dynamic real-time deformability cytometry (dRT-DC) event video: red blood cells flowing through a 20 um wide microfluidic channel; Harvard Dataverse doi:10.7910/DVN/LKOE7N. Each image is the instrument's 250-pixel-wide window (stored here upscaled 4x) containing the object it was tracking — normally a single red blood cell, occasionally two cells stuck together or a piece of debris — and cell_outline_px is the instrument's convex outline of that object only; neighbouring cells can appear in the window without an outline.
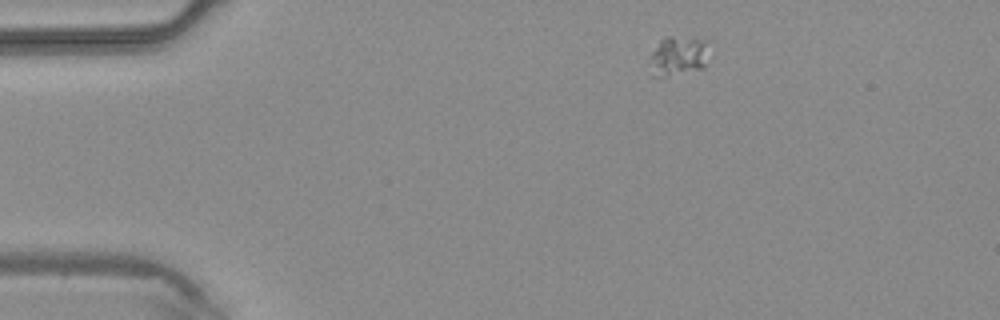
{"species": "common noctule bat (a hibernating species)", "species_latin": "Nyctalus noctula", "temperature_condition": "warm", "stored_images_in_passage": 2, "camera_frame_rate_fps": 3000, "um_per_image_px": 0.085, "animal": {"sex": "male", "body_mass_g": 20.4}, "frame": {"image": 1, "passage_image": 1, "time_ms": 0.0, "image_size_px": [1000, 320], "cell_outline_px": [[704, 68], [668, 76], [652, 76], [648, 60], [652, 52], [660, 40], [664, 36], [668, 36], [704, 40]], "centroid_in_image_um": [57.52, 4.78], "position_along_channel_um": 27.5, "area_um2": 13.18}}
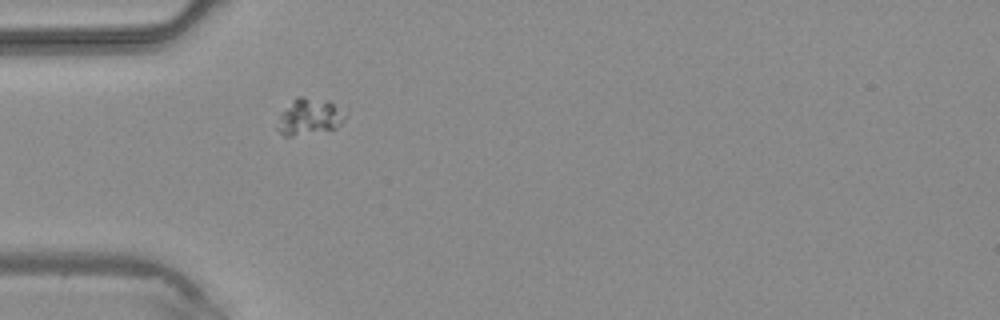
{"frame": {"image": 2, "passage_image": 2, "time_ms": 0.333, "image_size_px": [1000, 320], "cell_outline_px": [[348, 116], [336, 128], [292, 136], [284, 136], [276, 128], [280, 112], [296, 96], [304, 96], [328, 100]], "centroid_in_image_um": [26.25, 9.9], "position_along_channel_um": 58.7, "area_um2": 14.39}}